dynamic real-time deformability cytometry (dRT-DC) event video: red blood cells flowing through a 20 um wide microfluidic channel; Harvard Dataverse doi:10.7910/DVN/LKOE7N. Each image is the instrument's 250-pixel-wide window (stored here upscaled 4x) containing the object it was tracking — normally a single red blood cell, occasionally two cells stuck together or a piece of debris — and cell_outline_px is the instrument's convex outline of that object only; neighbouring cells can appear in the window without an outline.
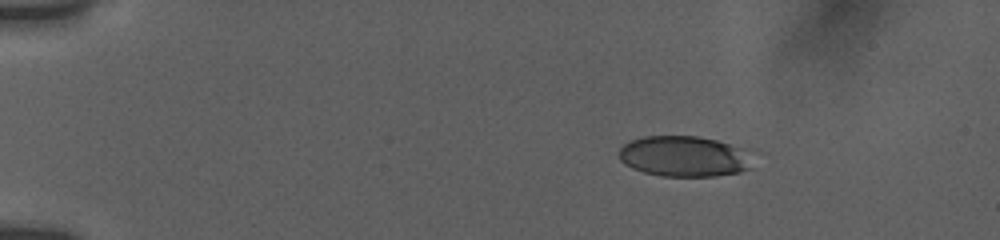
{"species": "human", "species_latin": "Homo sapiens", "temperature_condition": "room temperature", "stored_images_in_passage": 15, "camera_frame_rate_fps": 3000, "um_per_image_px": 0.085, "donor": {"sex": "female"}, "frame": {"image": 1, "passage_image": 4, "time_ms": 3.0, "image_size_px": [1000, 240], "cell_outline_px": [[748, 168], [740, 172], [716, 176], [660, 176], [644, 172], [632, 168], [624, 164], [620, 160], [620, 148], [624, 144], [632, 140], [644, 136], [696, 136], [716, 140], [728, 144], [744, 152]], "centroid_in_image_um": [58.01, 13.29], "position_along_channel_um": 27.0, "area_um2": 30.87}}
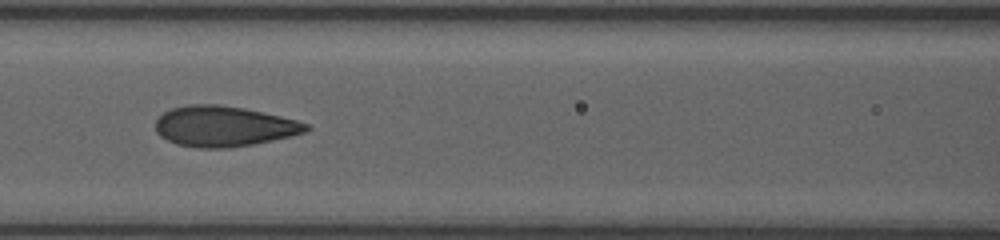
{"frame": {"image": 2, "passage_image": 12, "time_ms": 8.667, "image_size_px": [1000, 240], "cell_outline_px": [[312, 128], [304, 132], [292, 136], [252, 144], [228, 148], [200, 148], [176, 144], [160, 136], [156, 132], [156, 120], [164, 112], [172, 108], [188, 104], [220, 104], [244, 108], [280, 116], [296, 120], [308, 124]], "centroid_in_image_um": [19.02, 10.73], "position_along_channel_um": 147.6, "area_um2": 35.49}}
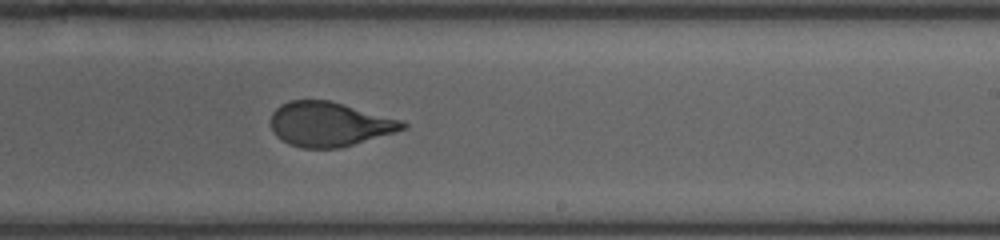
{"frame": {"image": 3, "passage_image": 15, "time_ms": 11.667, "image_size_px": [1000, 240], "cell_outline_px": [[408, 128], [340, 148], [304, 148], [288, 144], [276, 136], [272, 128], [272, 112], [280, 104], [288, 100], [328, 100], [404, 120], [408, 124]], "centroid_in_image_um": [28.01, 10.55], "position_along_channel_um": 261.0, "area_um2": 34.16}}